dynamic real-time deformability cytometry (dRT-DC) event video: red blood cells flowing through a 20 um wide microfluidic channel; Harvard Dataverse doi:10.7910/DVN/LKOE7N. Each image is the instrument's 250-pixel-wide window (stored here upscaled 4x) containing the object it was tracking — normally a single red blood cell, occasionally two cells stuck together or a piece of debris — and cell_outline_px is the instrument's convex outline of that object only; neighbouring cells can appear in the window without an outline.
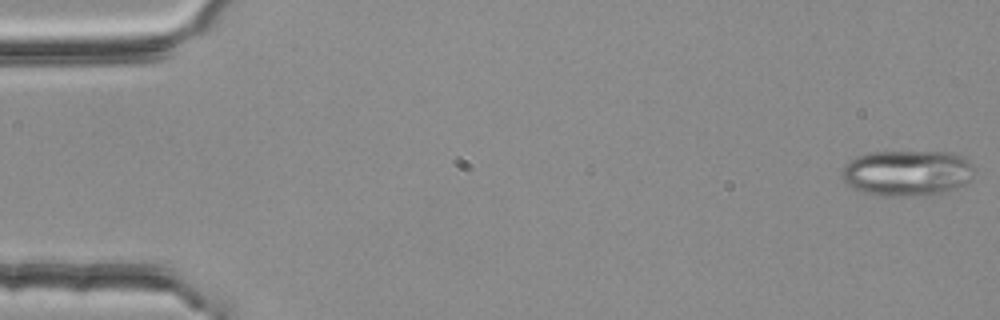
{"species": "common noctule bat (a hibernating species)", "species_latin": "Nyctalus noctula", "temperature_condition": "room temperature", "stored_images_in_passage": 54, "segment_of_instrument_passage": [1, 2], "camera_frame_rate_fps": 3000, "um_per_image_px": 0.085, "animal": {"sex": "female", "body_mass_g": 25.1}, "frame": {"image": 1, "passage_image": 1, "time_ms": 0.0, "image_size_px": [1000, 320], "cell_outline_px": [[976, 168], [972, 180], [964, 184], [952, 188], [936, 192], [892, 196], [880, 196], [864, 192], [848, 184], [840, 176], [840, 172], [844, 164], [848, 160], [856, 156], [868, 152], [952, 152], [964, 156]], "centroid_in_image_um": [77.09, 14.66], "position_along_channel_um": 7.9, "area_um2": 35.2}}